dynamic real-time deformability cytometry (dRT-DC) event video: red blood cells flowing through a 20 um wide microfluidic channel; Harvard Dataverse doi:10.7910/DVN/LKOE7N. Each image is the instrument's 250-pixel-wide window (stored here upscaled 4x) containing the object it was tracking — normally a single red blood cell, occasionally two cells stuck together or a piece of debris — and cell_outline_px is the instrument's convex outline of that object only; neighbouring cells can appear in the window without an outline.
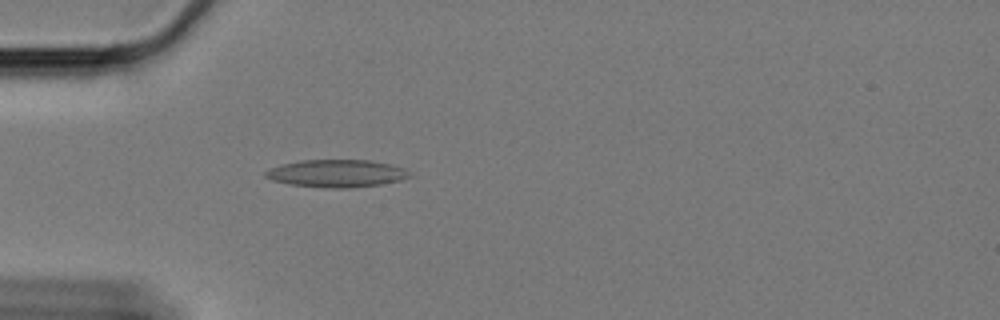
{"species": "Egyptian fruit bat (a non-hibernating species)", "species_latin": "Rousettus aegyptiacus", "temperature_condition": "cold", "stored_images_in_passage": 60, "camera_frame_rate_fps": 3000, "um_per_image_px": 0.085, "animal": {"sex": "female"}, "frame": {"image": 1, "passage_image": 18, "time_ms": 5.667, "image_size_px": [1000, 320], "cell_outline_px": [[416, 176], [400, 180], [380, 184], [352, 188], [324, 188], [288, 184], [272, 180], [264, 176], [264, 172], [272, 168], [284, 164], [300, 160], [372, 160], [404, 168], [412, 172]], "centroid_in_image_um": [28.67, 14.75], "position_along_channel_um": 56.3, "area_um2": 23.29}}
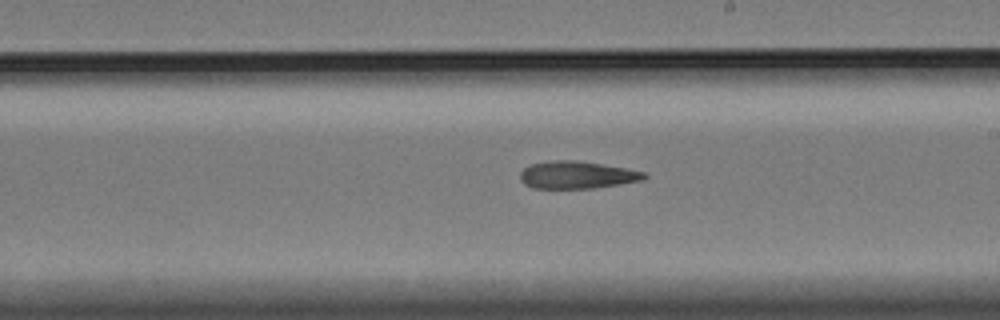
{"frame": {"image": 2, "passage_image": 35, "time_ms": 11.333, "image_size_px": [1000, 320], "cell_outline_px": [[648, 176], [644, 180], [596, 188], [532, 188], [524, 184], [520, 180], [520, 172], [524, 168], [532, 164], [552, 160], [576, 160], [624, 168], [644, 172]], "centroid_in_image_um": [49.03, 14.88], "position_along_channel_um": 240.0, "area_um2": 19.77}}
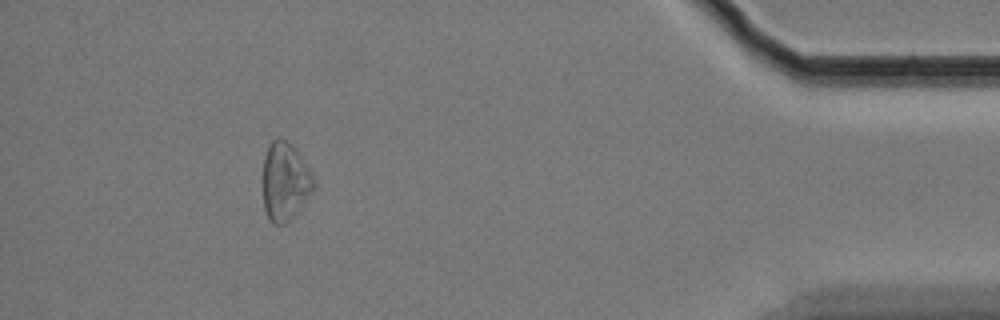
{"frame": {"image": 3, "passage_image": 55, "time_ms": 18.0, "image_size_px": [1000, 320], "cell_outline_px": [[316, 180], [312, 192], [296, 212], [284, 224], [272, 224], [268, 220], [264, 208], [264, 156], [268, 144], [272, 140], [284, 140], [296, 152], [312, 172]], "centroid_in_image_um": [24.22, 15.47], "position_along_channel_um": 411.0, "area_um2": 22.6}, "authors_computed_cell_mechanics": {"area_um2": 21.2993, "velocity_mm_per_s": 3.3507, "shape_relaxation_time_tau1_ms": null, "shape_relaxation_time_tau2_ms": 7.3125, "deformation_change_tau1": null, "deformation_change_tau2": 0.1991}}